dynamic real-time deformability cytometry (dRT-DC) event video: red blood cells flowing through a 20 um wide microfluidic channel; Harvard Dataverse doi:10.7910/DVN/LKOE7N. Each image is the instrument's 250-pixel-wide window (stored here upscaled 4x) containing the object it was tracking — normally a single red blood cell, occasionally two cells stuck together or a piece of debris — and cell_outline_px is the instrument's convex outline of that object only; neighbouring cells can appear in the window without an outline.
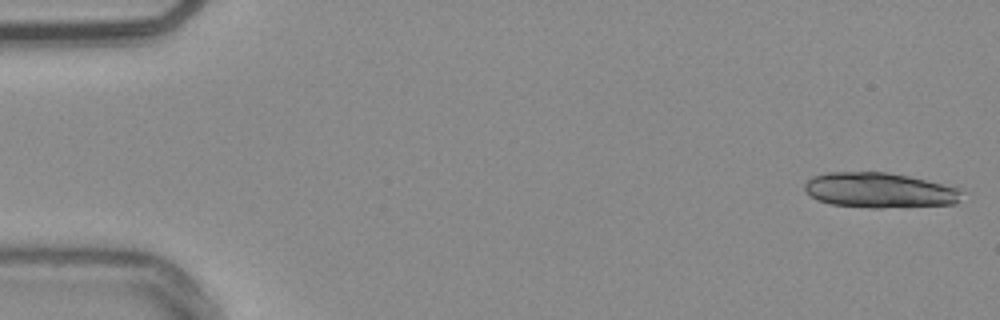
{"species": "common noctule bat (a hibernating species)", "species_latin": "Nyctalus noctula", "temperature_condition": "warm", "stored_images_in_passage": 25, "camera_frame_rate_fps": 3000, "um_per_image_px": 0.085, "animal": {"sex": "male", "body_mass_g": 20.4}, "frame": {"image": 1, "passage_image": 1, "time_ms": 0.0, "image_size_px": [1000, 320], "cell_outline_px": [[964, 192], [960, 200], [956, 204], [880, 208], [872, 208], [832, 204], [816, 200], [804, 188], [804, 184], [812, 176], [828, 172], [888, 172], [908, 176], [960, 188]], "centroid_in_image_um": [74.78, 16.17], "position_along_channel_um": 10.2, "area_um2": 32.25}}
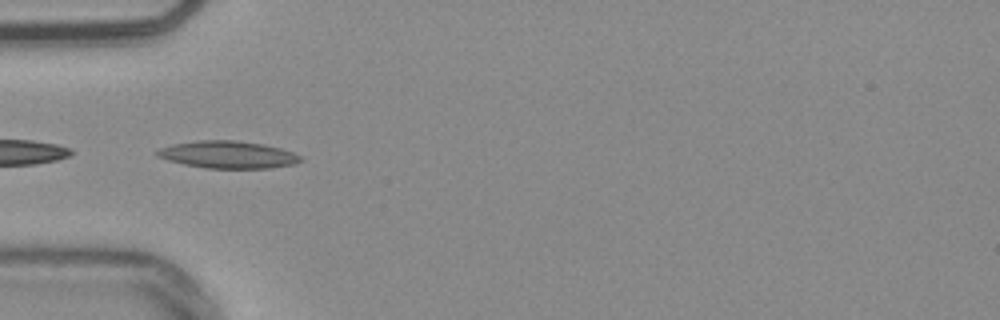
{"frame": {"image": 2, "passage_image": 17, "time_ms": 5.333, "image_size_px": [1000, 320], "cell_outline_px": [[304, 160], [296, 164], [272, 168], [204, 168], [184, 164], [168, 160], [156, 156], [156, 152], [160, 148], [172, 144], [196, 140], [236, 140], [264, 144], [280, 148], [292, 152], [300, 156]], "centroid_in_image_um": [19.39, 13.14], "position_along_channel_um": 65.6, "area_um2": 22.95}}